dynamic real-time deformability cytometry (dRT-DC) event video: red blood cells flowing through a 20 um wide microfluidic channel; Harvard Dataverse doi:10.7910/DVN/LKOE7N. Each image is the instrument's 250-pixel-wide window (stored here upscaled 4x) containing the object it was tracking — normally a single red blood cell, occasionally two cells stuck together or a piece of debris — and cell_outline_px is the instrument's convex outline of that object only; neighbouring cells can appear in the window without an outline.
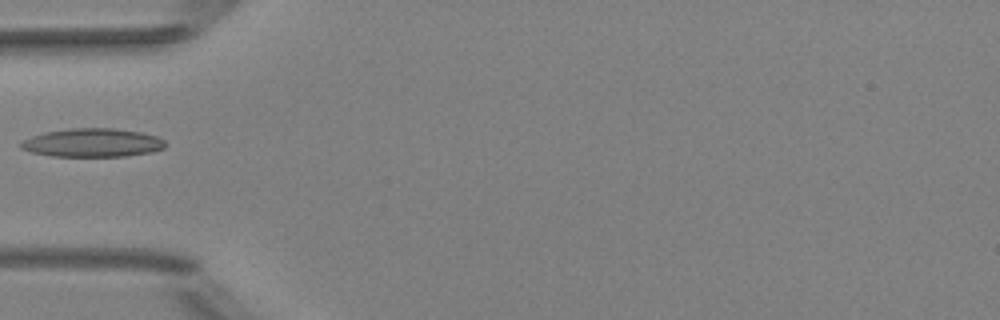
{"species": "Egyptian fruit bat (a non-hibernating species)", "species_latin": "Rousettus aegyptiacus", "temperature_condition": "room temperature", "stored_images_in_passage": 4, "camera_frame_rate_fps": 3000, "um_per_image_px": 0.085, "animal": {"sex": "female"}, "frame": {"image": 1, "passage_image": 4, "time_ms": 1.0, "image_size_px": [1000, 320], "cell_outline_px": [[164, 148], [152, 152], [124, 156], [52, 156], [32, 152], [20, 148], [20, 140], [44, 132], [72, 128], [112, 128], [140, 132], [156, 136], [164, 140]], "centroid_in_image_um": [7.83, 12.13], "position_along_channel_um": 77.2, "area_um2": 23.93}}